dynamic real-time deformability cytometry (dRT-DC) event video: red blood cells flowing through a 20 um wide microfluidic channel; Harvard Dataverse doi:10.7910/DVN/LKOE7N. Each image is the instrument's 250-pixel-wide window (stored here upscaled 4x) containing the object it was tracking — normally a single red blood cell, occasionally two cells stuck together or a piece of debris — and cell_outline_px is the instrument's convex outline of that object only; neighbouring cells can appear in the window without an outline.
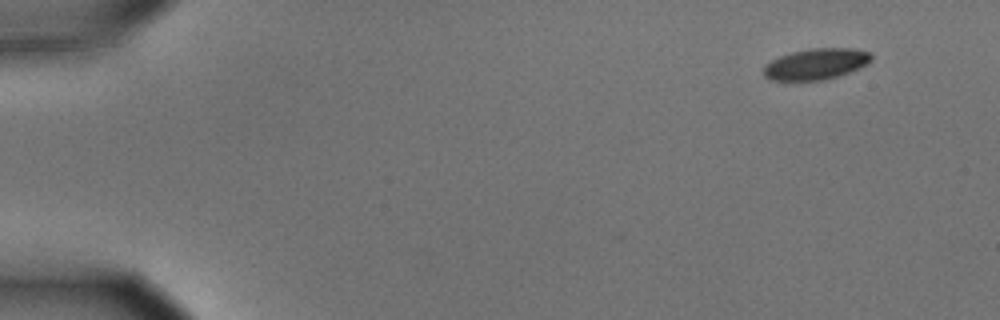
{"species": "common noctule bat (a hibernating species)", "species_latin": "Nyctalus noctula", "temperature_condition": "cold", "stored_images_in_passage": 10, "camera_frame_rate_fps": 3000, "um_per_image_px": 0.085, "animal": {"sex": "male", "body_mass_g": 15.6}, "frame": {"image": 1, "passage_image": 1, "time_ms": 0.0, "image_size_px": [1000, 320], "cell_outline_px": [[872, 60], [860, 68], [824, 80], [772, 80], [764, 76], [764, 64], [780, 56], [792, 52], [812, 48], [852, 48], [868, 52], [872, 56]], "centroid_in_image_um": [69.35, 5.43], "position_along_channel_um": 15.6, "area_um2": 19.31}}